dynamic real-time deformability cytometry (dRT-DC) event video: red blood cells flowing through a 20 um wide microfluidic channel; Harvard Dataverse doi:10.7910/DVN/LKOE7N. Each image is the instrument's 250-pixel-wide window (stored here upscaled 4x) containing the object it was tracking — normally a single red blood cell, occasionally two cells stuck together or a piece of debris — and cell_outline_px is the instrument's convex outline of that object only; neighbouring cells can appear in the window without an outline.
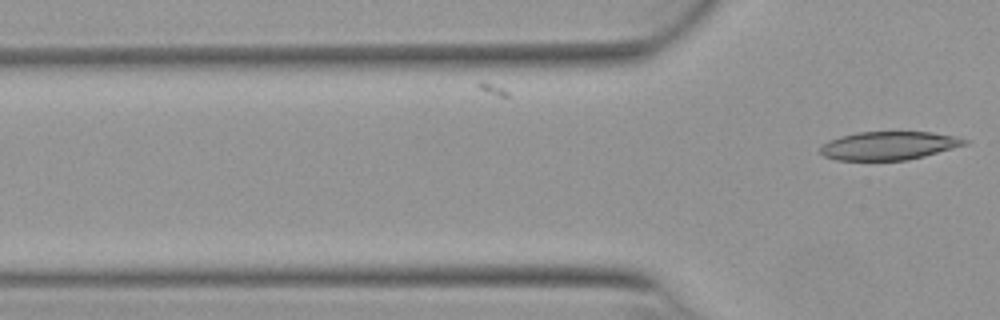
{"species": "Egyptian fruit bat (a non-hibernating species)", "species_latin": "Rousettus aegyptiacus", "temperature_condition": "warm", "stored_images_in_passage": 4, "camera_frame_rate_fps": 3000, "um_per_image_px": 0.085, "animal": {"sex": "female"}, "frame": {"image": 1, "passage_image": 4, "time_ms": 1.0, "image_size_px": [1000, 320], "cell_outline_px": [[968, 144], [924, 156], [908, 160], [836, 160], [824, 156], [820, 152], [820, 144], [828, 140], [840, 136], [856, 132], [932, 132], [956, 136], [968, 140]], "centroid_in_image_um": [75.52, 12.37], "position_along_channel_um": 50.3, "area_um2": 23.99}}